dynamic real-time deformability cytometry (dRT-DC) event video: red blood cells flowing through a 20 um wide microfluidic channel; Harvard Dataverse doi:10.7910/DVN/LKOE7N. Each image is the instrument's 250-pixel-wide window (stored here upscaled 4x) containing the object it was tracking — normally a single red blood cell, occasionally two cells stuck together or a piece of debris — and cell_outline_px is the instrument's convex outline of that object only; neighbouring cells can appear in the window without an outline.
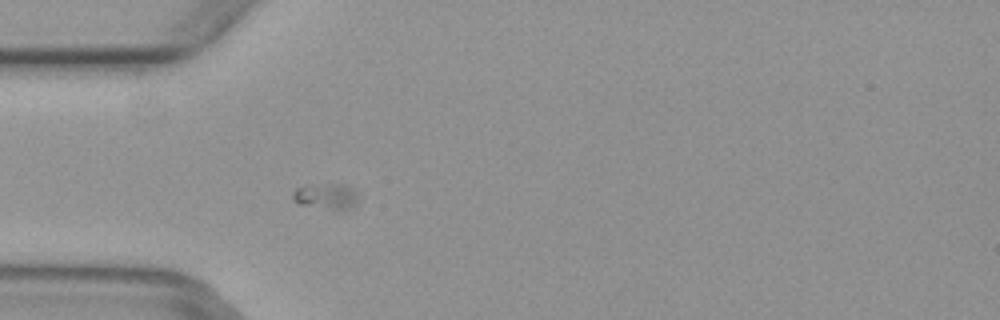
{"species": "common noctule bat (a hibernating species)", "species_latin": "Nyctalus noctula", "temperature_condition": "warm", "stored_images_in_passage": 2, "camera_frame_rate_fps": 3000, "um_per_image_px": 0.085, "animal": {"sex": "female", "body_mass_g": 29.2, "forearm_length_mm": 56.3}, "frame": {"image": 1, "passage_image": 2, "time_ms": 0.333, "image_size_px": [1000, 320], "cell_outline_px": [[356, 204], [352, 208], [336, 212], [300, 204], [292, 200], [292, 192], [296, 188], [312, 184], [340, 184], [352, 188], [356, 192]], "centroid_in_image_um": [27.7, 16.72], "position_along_channel_um": 57.3, "area_um2": 10.17}}